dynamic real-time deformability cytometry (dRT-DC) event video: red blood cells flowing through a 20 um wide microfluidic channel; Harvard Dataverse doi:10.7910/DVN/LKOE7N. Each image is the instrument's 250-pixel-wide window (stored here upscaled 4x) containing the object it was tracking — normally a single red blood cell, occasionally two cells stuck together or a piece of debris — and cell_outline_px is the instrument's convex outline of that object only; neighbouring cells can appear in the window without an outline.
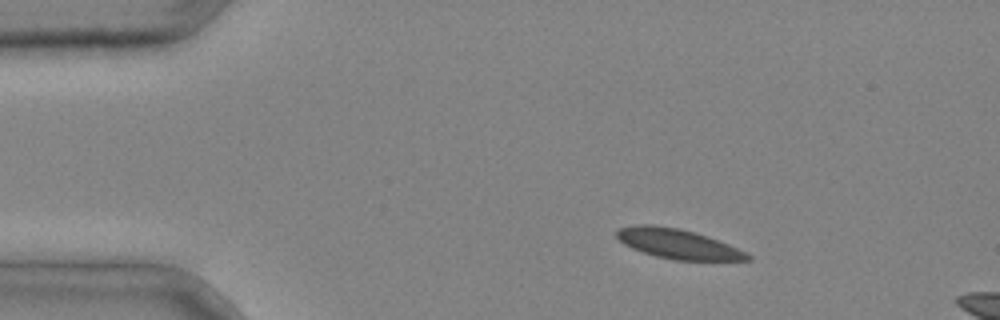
{"species": "common noctule bat (a hibernating species)", "species_latin": "Nyctalus noctula", "temperature_condition": "cold", "stored_images_in_passage": 2, "camera_frame_rate_fps": 3000, "um_per_image_px": 0.085, "animal": {"sex": "male", "body_mass_g": 20.4}, "frame": {"image": 1, "passage_image": 1, "time_ms": 0.0, "image_size_px": [1000, 320], "cell_outline_px": [[752, 260], [676, 260], [656, 256], [632, 248], [624, 244], [616, 236], [616, 232], [620, 228], [636, 224], [652, 224], [680, 228], [696, 232], [708, 236], [728, 244], [752, 256]], "centroid_in_image_um": [57.61, 20.71], "position_along_channel_um": 27.4, "area_um2": 22.54}}